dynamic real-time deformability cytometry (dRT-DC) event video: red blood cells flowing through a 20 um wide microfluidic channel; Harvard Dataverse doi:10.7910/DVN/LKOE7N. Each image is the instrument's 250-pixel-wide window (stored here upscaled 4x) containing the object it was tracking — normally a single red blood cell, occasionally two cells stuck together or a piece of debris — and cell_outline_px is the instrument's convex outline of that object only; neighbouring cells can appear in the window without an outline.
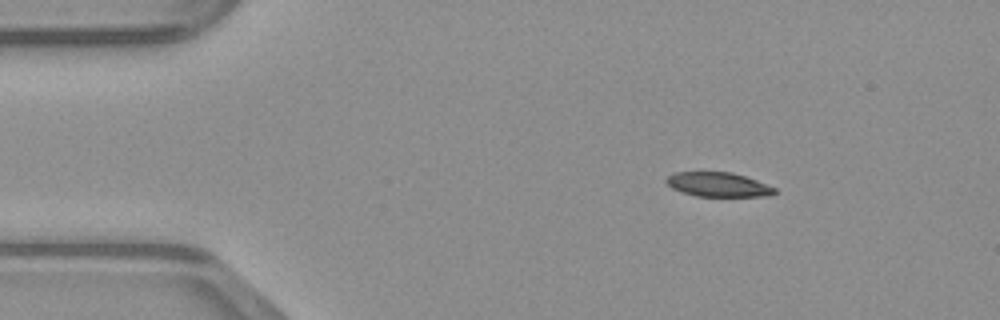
{"species": "common noctule bat (a hibernating species)", "species_latin": "Nyctalus noctula", "temperature_condition": "warm", "stored_images_in_passage": 42, "camera_frame_rate_fps": 3000, "um_per_image_px": 0.085, "animal": {"sex": "male", "body_mass_g": 23.1, "forearm_length_mm": 52.7}, "frame": {"image": 1, "passage_image": 1, "time_ms": 0.0, "image_size_px": [1000, 320], "cell_outline_px": [[776, 192], [768, 196], [696, 196], [672, 188], [664, 180], [668, 176], [676, 172], [732, 172], [756, 180], [776, 188]], "centroid_in_image_um": [61.04, 15.68], "position_along_channel_um": 24.0, "area_um2": 15.2}}
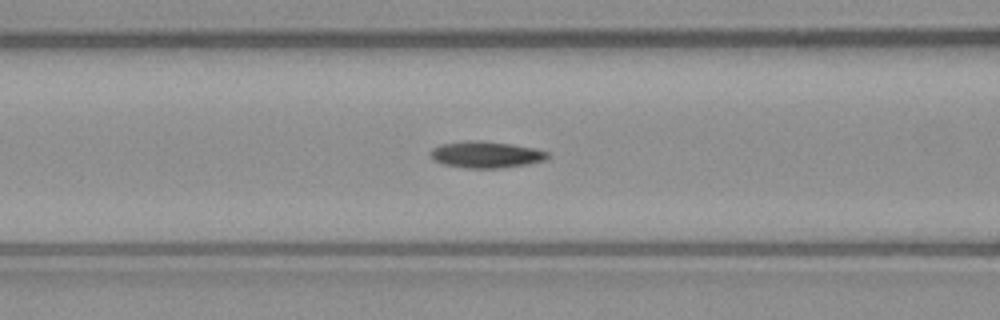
{"frame": {"image": 2, "passage_image": 13, "time_ms": 4.0, "image_size_px": [1000, 320], "cell_outline_px": [[548, 156], [544, 160], [528, 164], [500, 168], [464, 168], [444, 164], [432, 160], [432, 148], [440, 144], [468, 140], [480, 140], [536, 148], [548, 152]], "centroid_in_image_um": [41.29, 13.14], "position_along_channel_um": 125.3, "area_um2": 18.03}}
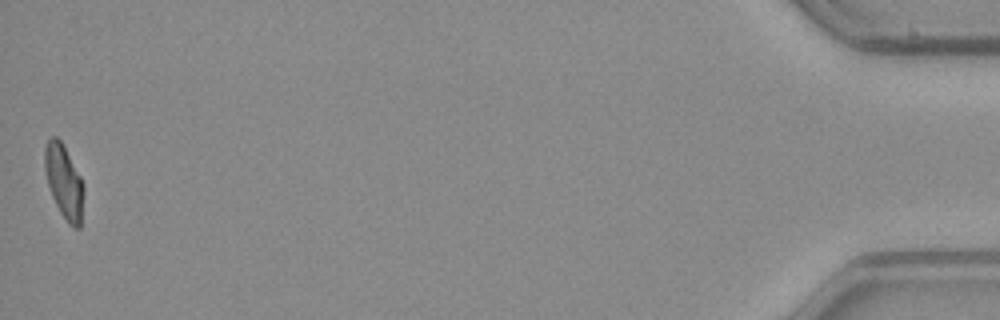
{"frame": {"image": 3, "passage_image": 42, "time_ms": 13.667, "image_size_px": [1000, 320], "cell_outline_px": [[84, 188], [80, 228], [76, 228], [68, 224], [60, 212], [52, 196], [48, 184], [44, 168], [44, 148], [48, 140], [52, 136], [56, 136], [60, 140], [80, 176], [84, 184]], "centroid_in_image_um": [5.43, 15.45], "position_along_channel_um": 429.8, "area_um2": 16.53}}